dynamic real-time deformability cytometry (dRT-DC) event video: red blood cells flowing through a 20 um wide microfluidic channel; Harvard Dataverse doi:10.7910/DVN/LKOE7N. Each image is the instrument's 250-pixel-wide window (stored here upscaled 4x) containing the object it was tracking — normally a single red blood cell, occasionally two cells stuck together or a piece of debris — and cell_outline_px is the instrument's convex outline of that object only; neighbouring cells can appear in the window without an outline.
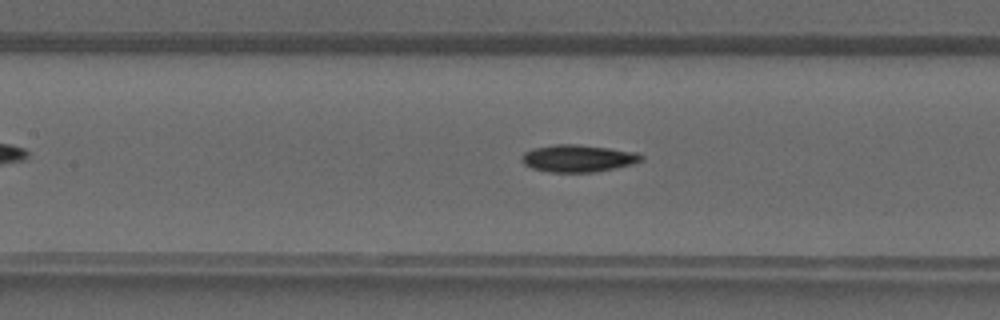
{"species": "common noctule bat (a hibernating species)", "species_latin": "Nyctalus noctula", "temperature_condition": "warm", "stored_images_in_passage": 39, "camera_frame_rate_fps": 3000, "um_per_image_px": 0.085, "animal": {"sex": "male", "forearm_length_mm": 52.5}, "frame": {"image": 1, "passage_image": 17, "time_ms": 5.333, "image_size_px": [1000, 320], "cell_outline_px": [[644, 160], [632, 164], [616, 168], [596, 172], [548, 172], [532, 168], [524, 164], [520, 160], [520, 156], [524, 152], [532, 148], [556, 144], [576, 144], [608, 148], [636, 152], [644, 156]], "centroid_in_image_um": [49.11, 13.46], "position_along_channel_um": 158.3, "area_um2": 19.13}}
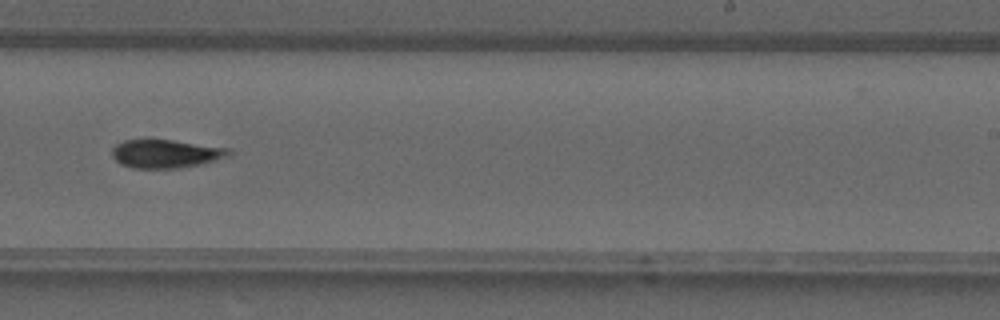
{"frame": {"image": 2, "passage_image": 24, "time_ms": 7.667, "image_size_px": [1000, 320], "cell_outline_px": [[232, 152], [228, 156], [200, 164], [180, 168], [132, 168], [120, 164], [112, 156], [112, 148], [116, 144], [124, 140], [172, 140], [232, 148]], "centroid_in_image_um": [14.09, 13.06], "position_along_channel_um": 274.9, "area_um2": 19.31}}
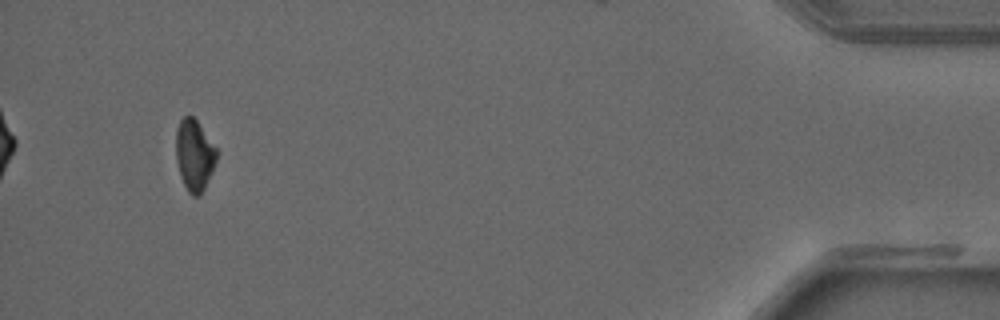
{"frame": {"image": 3, "passage_image": 37, "time_ms": 12.0, "image_size_px": [1000, 320], "cell_outline_px": [[216, 160], [212, 172], [204, 188], [196, 196], [192, 196], [188, 192], [180, 176], [176, 160], [176, 128], [180, 120], [184, 116], [192, 116], [196, 120], [216, 148]], "centroid_in_image_um": [16.49, 13.18], "position_along_channel_um": 418.7, "area_um2": 16.59}}